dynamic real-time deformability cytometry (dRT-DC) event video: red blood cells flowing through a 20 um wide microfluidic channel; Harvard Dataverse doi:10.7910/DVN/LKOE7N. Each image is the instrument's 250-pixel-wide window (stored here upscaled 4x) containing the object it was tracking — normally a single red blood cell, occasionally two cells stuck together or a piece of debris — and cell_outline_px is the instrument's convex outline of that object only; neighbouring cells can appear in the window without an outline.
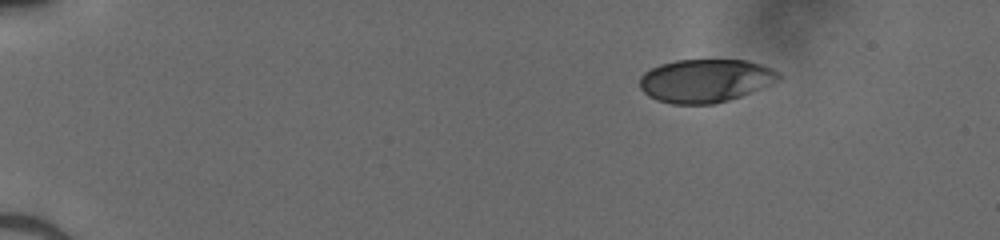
{"species": "human", "species_latin": "Homo sapiens", "temperature_condition": "cold", "stored_images_in_passage": 17, "camera_frame_rate_fps": 3000, "um_per_image_px": 0.085, "donor": {"sex": "male"}, "frame": {"image": 1, "passage_image": 1, "time_ms": 0.0, "image_size_px": [1000, 240], "cell_outline_px": [[784, 76], [780, 80], [740, 96], [728, 100], [712, 104], [672, 104], [656, 100], [648, 96], [640, 88], [640, 76], [644, 72], [660, 64], [676, 60], [748, 60], [772, 68], [780, 72]], "centroid_in_image_um": [59.96, 6.85], "position_along_channel_um": 25.0, "area_um2": 35.14}}
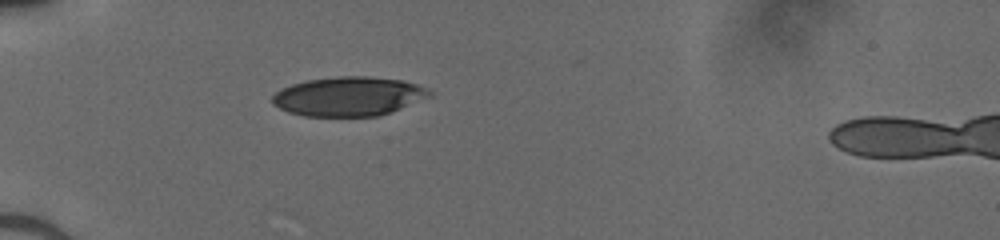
{"frame": {"image": 2, "passage_image": 10, "time_ms": 3.0, "image_size_px": [1000, 240], "cell_outline_px": [[432, 96], [380, 116], [304, 116], [288, 112], [272, 104], [272, 96], [280, 88], [292, 84], [308, 80], [340, 76], [368, 76], [404, 80], [416, 84], [432, 92]], "centroid_in_image_um": [29.62, 8.19], "position_along_channel_um": 55.4, "area_um2": 35.95}}
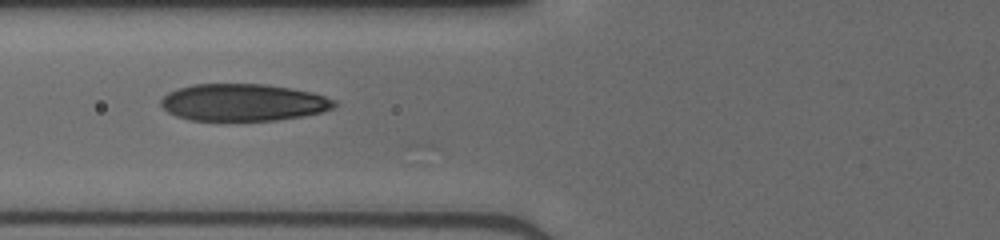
{"frame": {"image": 3, "passage_image": 15, "time_ms": 4.667, "image_size_px": [1000, 240], "cell_outline_px": [[336, 104], [332, 108], [320, 112], [304, 116], [276, 120], [192, 120], [176, 116], [168, 112], [160, 104], [160, 100], [168, 92], [192, 84], [264, 84], [292, 88], [312, 92], [336, 100]], "centroid_in_image_um": [20.67, 8.7], "position_along_channel_um": 105.1, "area_um2": 37.4}}